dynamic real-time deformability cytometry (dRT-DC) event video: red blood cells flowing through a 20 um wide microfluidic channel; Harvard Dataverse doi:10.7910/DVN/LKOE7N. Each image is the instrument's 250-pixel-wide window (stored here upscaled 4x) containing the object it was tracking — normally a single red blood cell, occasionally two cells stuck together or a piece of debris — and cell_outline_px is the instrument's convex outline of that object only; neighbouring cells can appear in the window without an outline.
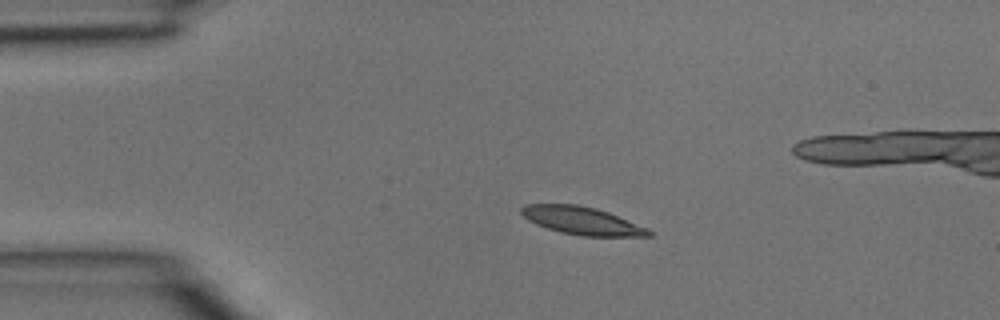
{"species": "common noctule bat (a hibernating species)", "species_latin": "Nyctalus noctula", "temperature_condition": "room temperature", "stored_images_in_passage": 5, "camera_frame_rate_fps": 3000, "um_per_image_px": 0.085, "animal": {"sex": "male", "body_mass_g": 15.6}, "frame": {"image": 1, "passage_image": 3, "time_ms": 0.667, "image_size_px": [1000, 320], "cell_outline_px": [[652, 236], [580, 236], [560, 232], [536, 224], [528, 220], [520, 212], [520, 208], [524, 204], [576, 204], [596, 208], [608, 212], [648, 228], [652, 232]], "centroid_in_image_um": [49.45, 18.76], "position_along_channel_um": 35.5, "area_um2": 20.63}}